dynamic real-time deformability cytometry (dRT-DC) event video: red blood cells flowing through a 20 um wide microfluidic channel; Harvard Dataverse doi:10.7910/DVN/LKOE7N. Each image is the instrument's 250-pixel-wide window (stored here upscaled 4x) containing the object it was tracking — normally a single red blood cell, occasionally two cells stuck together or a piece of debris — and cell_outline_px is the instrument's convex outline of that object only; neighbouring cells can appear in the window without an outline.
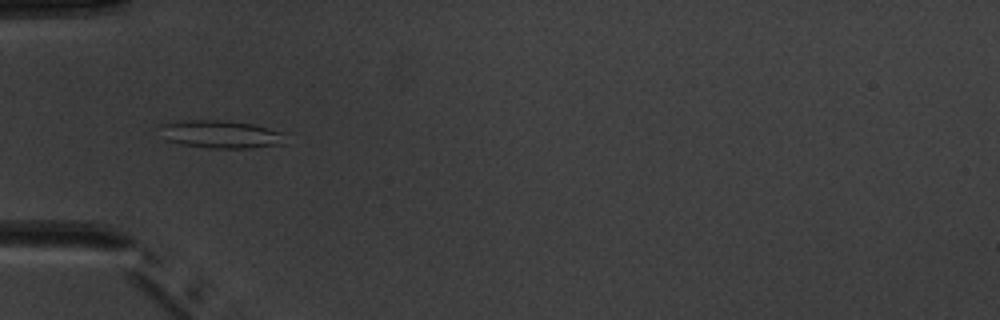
{"species": "common noctule bat (a hibernating species)", "species_latin": "Nyctalus noctula", "temperature_condition": "warm", "stored_images_in_passage": 8, "camera_frame_rate_fps": 3000, "um_per_image_px": 0.085, "animal": {"sex": "male", "body_mass_g": 20.1, "forearm_length_mm": 53.5}, "frame": {"image": 1, "passage_image": 5, "time_ms": 4.667, "image_size_px": [1000, 320], "cell_outline_px": [[284, 144], [252, 148], [208, 148], [180, 144], [164, 140], [160, 124], [184, 120], [228, 120], [252, 124], [284, 132]], "centroid_in_image_um": [18.76, 11.41], "position_along_channel_um": 66.2, "area_um2": 20.52}}
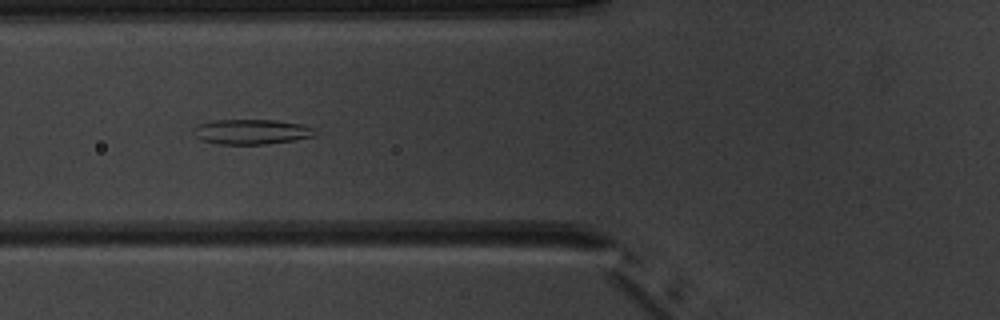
{"frame": {"image": 2, "passage_image": 6, "time_ms": 5.667, "image_size_px": [1000, 320], "cell_outline_px": [[316, 136], [268, 144], [220, 144], [200, 140], [192, 132], [192, 128], [200, 124], [212, 120], [276, 120], [304, 124], [312, 128]], "centroid_in_image_um": [21.35, 11.19], "position_along_channel_um": 104.5, "area_um2": 17.74}}
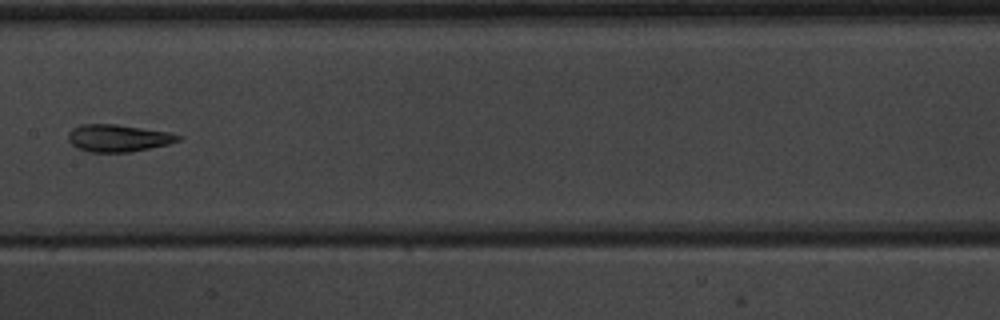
{"frame": {"image": 3, "passage_image": 8, "time_ms": 8.0, "image_size_px": [1000, 320], "cell_outline_px": [[184, 136], [180, 140], [168, 144], [128, 152], [88, 152], [76, 148], [68, 140], [68, 132], [72, 128], [80, 124], [116, 124], [172, 132]], "centroid_in_image_um": [10.04, 11.73], "position_along_channel_um": 197.4, "area_um2": 17.63}}